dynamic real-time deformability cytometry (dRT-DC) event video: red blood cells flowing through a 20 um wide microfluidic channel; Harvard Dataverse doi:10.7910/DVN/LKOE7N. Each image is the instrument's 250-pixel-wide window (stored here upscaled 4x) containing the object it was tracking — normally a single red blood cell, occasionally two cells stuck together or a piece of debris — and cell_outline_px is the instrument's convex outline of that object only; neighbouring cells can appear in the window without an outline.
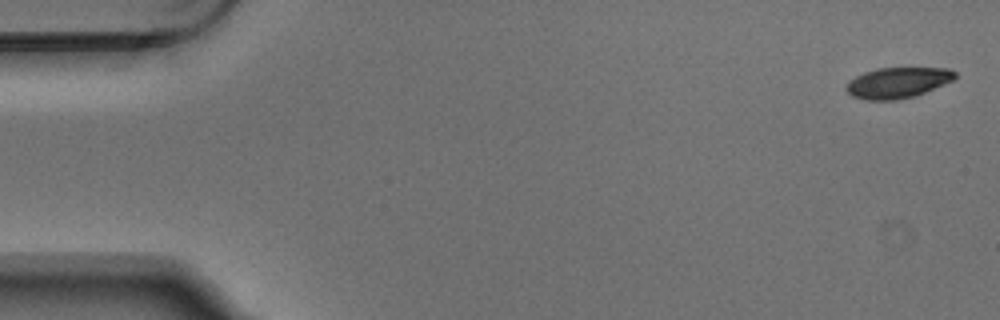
{"species": "Egyptian fruit bat (a non-hibernating species)", "species_latin": "Rousettus aegyptiacus", "temperature_condition": "warm", "stored_images_in_passage": 5, "camera_frame_rate_fps": 3000, "um_per_image_px": 0.085, "animal": {"sex": "male"}, "frame": {"image": 1, "passage_image": 1, "time_ms": 0.0, "image_size_px": [1000, 320], "cell_outline_px": [[956, 76], [952, 80], [944, 84], [916, 96], [896, 100], [864, 100], [852, 96], [844, 88], [848, 80], [864, 72], [876, 68], [948, 68], [956, 72]], "centroid_in_image_um": [76.26, 7.03], "position_along_channel_um": 8.7, "area_um2": 19.59}}
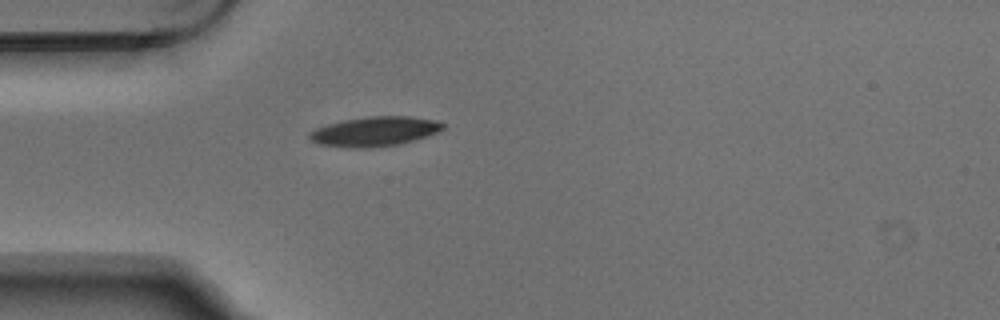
{"frame": {"image": 2, "passage_image": 5, "time_ms": 1.333, "image_size_px": [1000, 320], "cell_outline_px": [[444, 128], [428, 136], [400, 144], [372, 148], [352, 148], [316, 144], [308, 136], [308, 132], [316, 128], [328, 124], [344, 120], [368, 116], [408, 116], [432, 120], [444, 124]], "centroid_in_image_um": [31.8, 11.18], "position_along_channel_um": 53.2, "area_um2": 23.0}}